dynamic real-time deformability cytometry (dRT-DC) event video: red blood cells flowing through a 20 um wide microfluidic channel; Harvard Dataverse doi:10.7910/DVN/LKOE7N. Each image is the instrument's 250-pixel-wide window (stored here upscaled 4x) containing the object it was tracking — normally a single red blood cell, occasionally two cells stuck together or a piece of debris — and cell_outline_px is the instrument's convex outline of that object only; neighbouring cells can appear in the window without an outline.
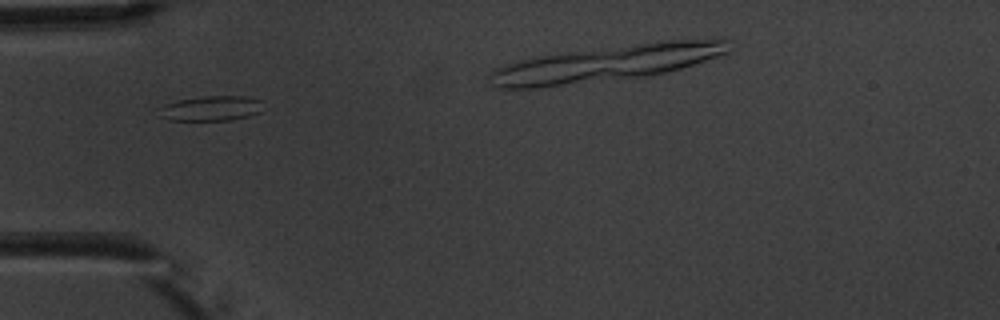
{"species": "common noctule bat (a hibernating species)", "species_latin": "Nyctalus noctula", "temperature_condition": "warm", "stored_images_in_passage": 9, "camera_frame_rate_fps": 3000, "um_per_image_px": 0.085, "animal": {"sex": "male", "body_mass_g": 20.1, "forearm_length_mm": 53.5}, "frame": {"image": 1, "passage_image": 3, "time_ms": 2.333, "image_size_px": [1000, 320], "cell_outline_px": [[264, 100], [260, 112], [248, 116], [232, 120], [168, 120], [160, 116], [156, 108], [164, 104], [180, 100], [204, 96], [244, 96]], "centroid_in_image_um": [17.94, 9.21], "position_along_channel_um": 67.1, "area_um2": 15.32}}
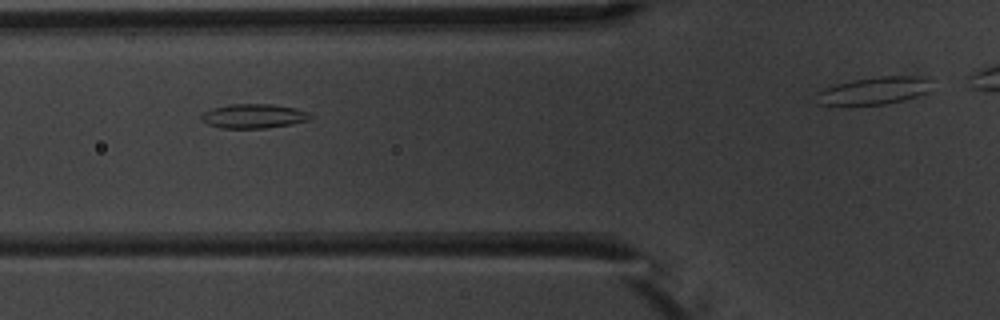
{"frame": {"image": 2, "passage_image": 4, "time_ms": 3.333, "image_size_px": [1000, 320], "cell_outline_px": [[312, 116], [308, 120], [292, 124], [264, 128], [220, 128], [208, 124], [200, 120], [200, 116], [204, 112], [212, 108], [228, 104], [272, 104], [296, 108], [308, 112]], "centroid_in_image_um": [21.53, 9.86], "position_along_channel_um": 104.3, "area_um2": 15.49}}
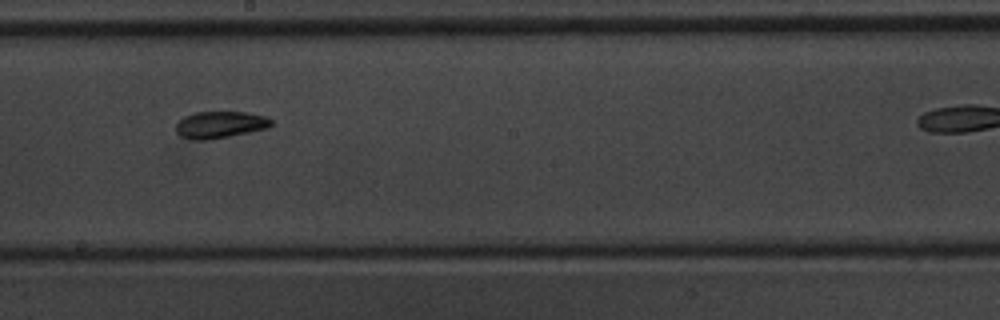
{"frame": {"image": 3, "passage_image": 7, "time_ms": 6.667, "image_size_px": [1000, 320], "cell_outline_px": [[272, 124], [268, 128], [208, 140], [196, 140], [180, 136], [176, 132], [176, 124], [184, 116], [196, 112], [248, 112], [264, 116], [272, 120]], "centroid_in_image_um": [18.69, 10.59], "position_along_channel_um": 229.5, "area_um2": 14.8}}